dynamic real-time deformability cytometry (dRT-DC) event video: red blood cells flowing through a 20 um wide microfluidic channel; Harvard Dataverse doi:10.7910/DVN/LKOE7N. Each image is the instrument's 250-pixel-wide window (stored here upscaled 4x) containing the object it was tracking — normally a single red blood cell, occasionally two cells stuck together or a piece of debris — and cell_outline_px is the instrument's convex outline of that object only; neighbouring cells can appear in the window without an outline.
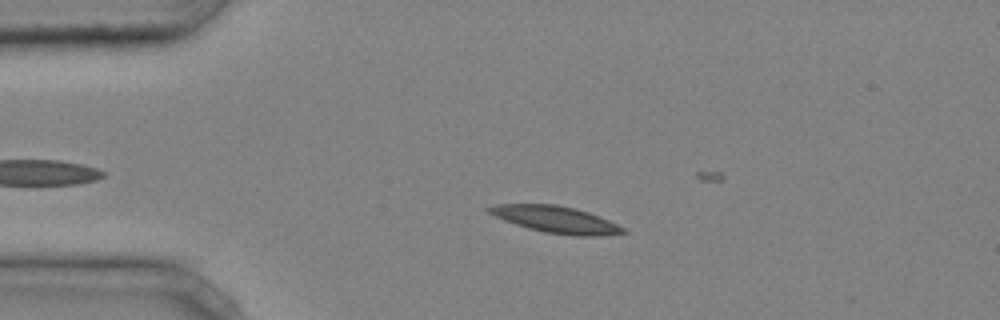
{"species": "common noctule bat (a hibernating species)", "species_latin": "Nyctalus noctula", "temperature_condition": "cold", "stored_images_in_passage": 14, "camera_frame_rate_fps": 3000, "um_per_image_px": 0.085, "animal": {"sex": "male", "body_mass_g": 20.4}, "frame": {"image": 1, "passage_image": 10, "time_ms": 3.0, "image_size_px": [1000, 320], "cell_outline_px": [[628, 232], [600, 236], [572, 236], [544, 232], [528, 228], [504, 220], [488, 212], [484, 208], [496, 204], [556, 204], [576, 208], [600, 216], [624, 228]], "centroid_in_image_um": [47.25, 18.66], "position_along_channel_um": 37.7, "area_um2": 20.92}}